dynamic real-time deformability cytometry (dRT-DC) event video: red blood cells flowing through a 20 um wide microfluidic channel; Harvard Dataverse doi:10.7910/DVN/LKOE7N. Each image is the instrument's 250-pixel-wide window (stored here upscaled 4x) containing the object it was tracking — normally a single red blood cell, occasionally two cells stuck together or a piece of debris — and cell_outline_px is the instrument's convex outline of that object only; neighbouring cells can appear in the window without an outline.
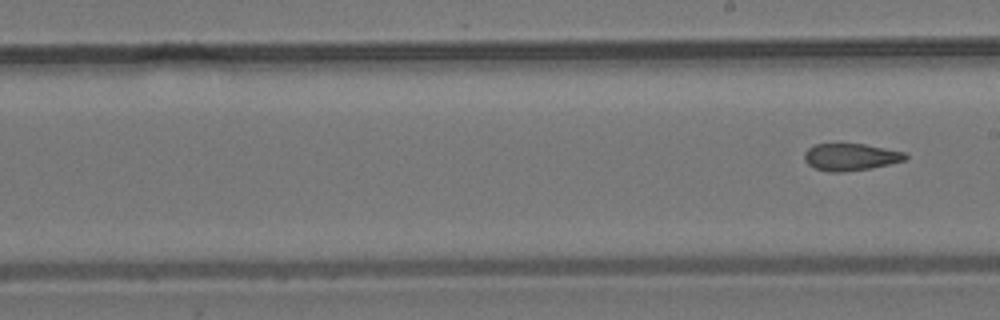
{"species": "common noctule bat (a hibernating species)", "species_latin": "Nyctalus noctula", "temperature_condition": "room temperature", "stored_images_in_passage": 8, "segment_of_instrument_passage": [2, 2], "camera_frame_rate_fps": 3000, "um_per_image_px": 0.085, "animal": {"sex": "male", "body_mass_g": 19.2, "forearm_length_mm": 51.8}, "frame": {"image": 1, "passage_image": 8, "time_ms": 2.333, "image_size_px": [1000, 320], "cell_outline_px": [[908, 156], [904, 160], [872, 168], [840, 172], [828, 172], [816, 168], [808, 164], [804, 160], [804, 152], [808, 148], [816, 144], [864, 144], [904, 152]], "centroid_in_image_um": [72.27, 13.34], "position_along_channel_um": 216.7, "area_um2": 15.78}}